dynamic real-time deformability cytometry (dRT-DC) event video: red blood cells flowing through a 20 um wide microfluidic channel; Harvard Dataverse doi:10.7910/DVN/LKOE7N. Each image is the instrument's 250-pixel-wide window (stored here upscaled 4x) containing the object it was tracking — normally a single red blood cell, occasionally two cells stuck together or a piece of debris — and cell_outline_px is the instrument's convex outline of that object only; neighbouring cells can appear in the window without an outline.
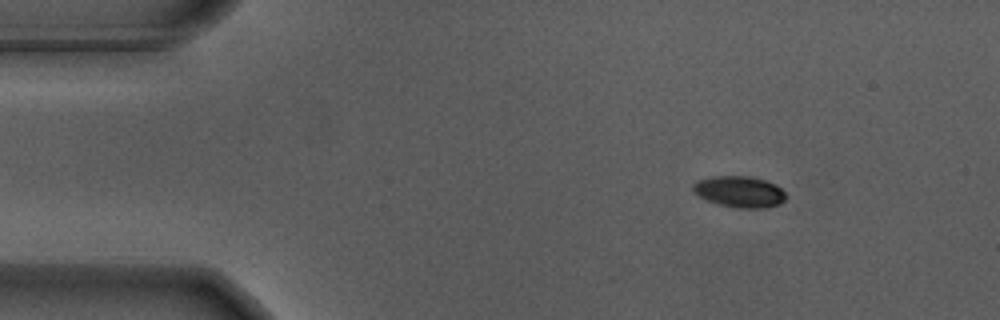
{"species": "Egyptian fruit bat (a non-hibernating species)", "species_latin": "Rousettus aegyptiacus", "temperature_condition": "warm", "stored_images_in_passage": 55, "camera_frame_rate_fps": 3000, "um_per_image_px": 0.085, "animal": {"sex": "male"}, "frame": {"image": 1, "passage_image": 7, "time_ms": 2.0, "image_size_px": [1000, 320], "cell_outline_px": [[784, 200], [780, 204], [764, 208], [736, 208], [720, 204], [708, 200], [700, 196], [692, 188], [692, 184], [696, 180], [712, 176], [748, 176], [764, 180], [776, 184], [784, 192]], "centroid_in_image_um": [62.85, 16.29], "position_along_channel_um": 22.2, "area_um2": 16.76}}
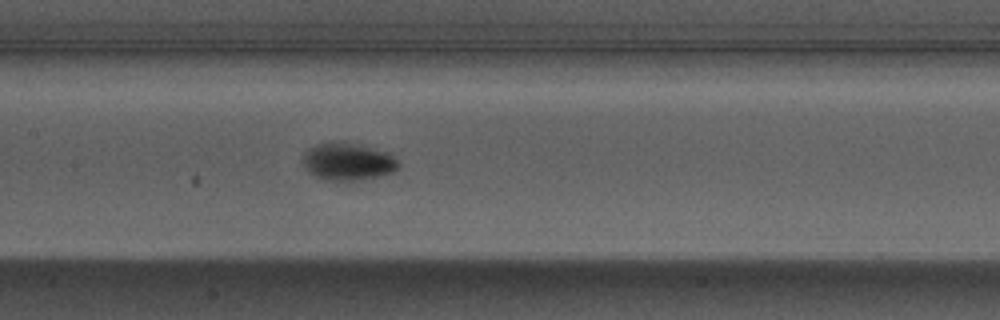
{"frame": {"image": 2, "passage_image": 26, "time_ms": 8.333, "image_size_px": [1000, 320], "cell_outline_px": [[400, 168], [392, 172], [380, 176], [360, 180], [320, 180], [308, 172], [304, 168], [304, 152], [308, 148], [316, 144], [348, 144], [364, 148], [392, 156], [400, 164]], "centroid_in_image_um": [29.5, 13.81], "position_along_channel_um": 177.9, "area_um2": 19.88}}
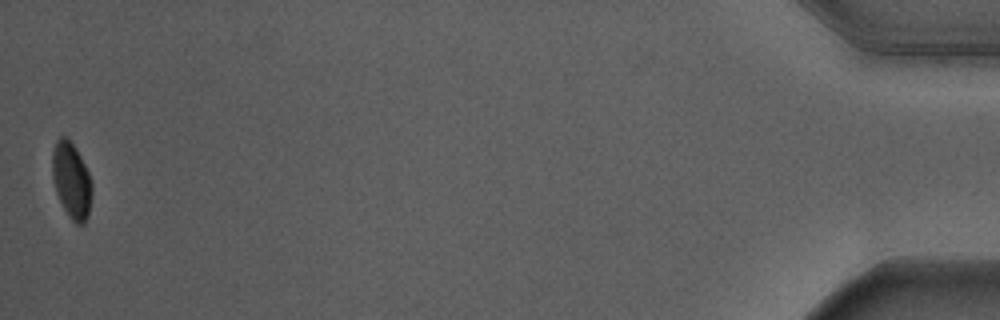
{"frame": {"image": 3, "passage_image": 55, "time_ms": 18.0, "image_size_px": [1000, 320], "cell_outline_px": [[92, 192], [88, 216], [84, 224], [76, 224], [68, 216], [56, 192], [52, 176], [52, 152], [56, 140], [60, 136], [64, 136], [76, 148], [92, 180]], "centroid_in_image_um": [6.08, 15.34], "position_along_channel_um": 429.1, "area_um2": 17.51}, "authors_computed_cell_mechanics": {"area_um2": 18.6116, "velocity_mm_per_s": 3.6645, "shape_relaxation_time_tau1_ms": 1.4178, "shape_relaxation_time_tau2_ms": null, "deformation_change_tau1": 0.163, "deformation_change_tau2": null}}